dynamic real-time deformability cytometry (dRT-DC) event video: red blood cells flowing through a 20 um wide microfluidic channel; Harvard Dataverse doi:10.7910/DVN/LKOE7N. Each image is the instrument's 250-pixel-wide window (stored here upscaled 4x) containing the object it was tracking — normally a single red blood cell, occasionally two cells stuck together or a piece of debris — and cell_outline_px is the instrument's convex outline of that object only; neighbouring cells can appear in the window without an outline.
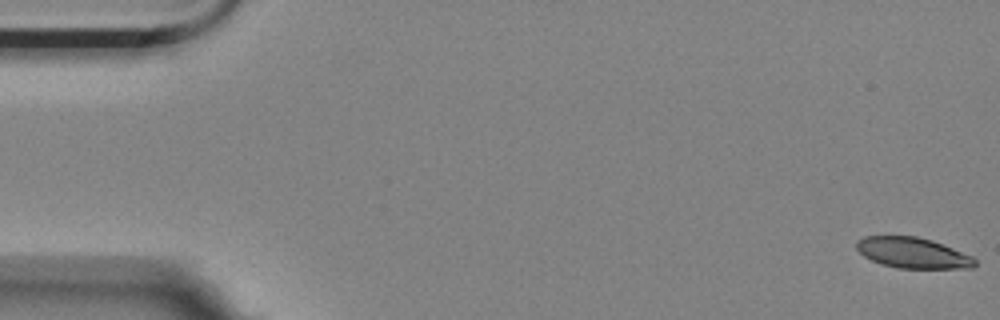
{"species": "Egyptian fruit bat (a non-hibernating species)", "species_latin": "Rousettus aegyptiacus", "temperature_condition": "room temperature", "stored_images_in_passage": 57, "camera_frame_rate_fps": 3000, "um_per_image_px": 0.085, "animal": {"sex": "female"}, "frame": {"image": 1, "passage_image": 1, "time_ms": 0.0, "image_size_px": [1000, 320], "cell_outline_px": [[976, 264], [972, 268], [896, 268], [880, 264], [864, 256], [856, 248], [856, 240], [864, 236], [916, 236], [932, 240], [972, 256], [976, 260]], "centroid_in_image_um": [77.56, 21.49], "position_along_channel_um": 7.4, "area_um2": 21.15}}
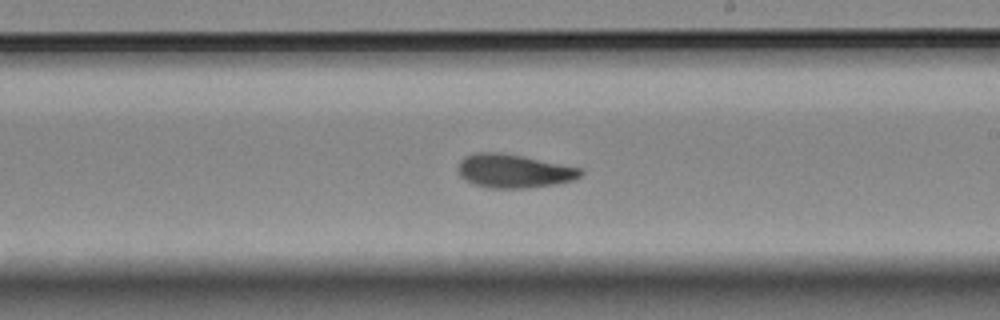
{"frame": {"image": 2, "passage_image": 33, "time_ms": 10.667, "image_size_px": [1000, 320], "cell_outline_px": [[584, 172], [580, 176], [572, 180], [556, 184], [524, 188], [488, 188], [472, 184], [464, 180], [456, 172], [456, 168], [460, 160], [464, 156], [476, 152], [500, 152], [580, 168]], "centroid_in_image_um": [43.58, 14.54], "position_along_channel_um": 245.4, "area_um2": 24.04}}
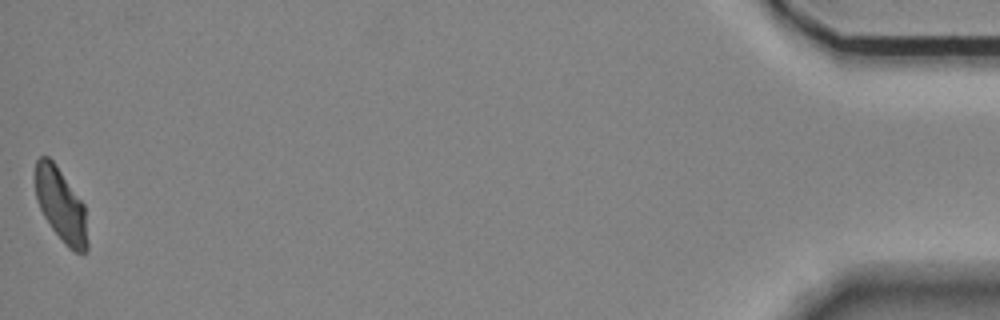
{"frame": {"image": 3, "passage_image": 57, "time_ms": 18.667, "image_size_px": [1000, 320], "cell_outline_px": [[88, 252], [76, 252], [68, 248], [64, 244], [52, 228], [44, 216], [36, 200], [36, 160], [40, 156], [48, 156], [56, 164], [84, 204], [88, 240]], "centroid_in_image_um": [5.19, 17.45], "position_along_channel_um": 430.0, "area_um2": 22.25}, "authors_computed_cell_mechanics": {"area_um2": 23.3512, "velocity_mm_per_s": 3.4946, "shape_relaxation_time_tau1_ms": 5.1319, "shape_relaxation_time_tau2_ms": 3.1295, "deformation_change_tau1": 0.1521, "deformation_change_tau2": 0.0845}}